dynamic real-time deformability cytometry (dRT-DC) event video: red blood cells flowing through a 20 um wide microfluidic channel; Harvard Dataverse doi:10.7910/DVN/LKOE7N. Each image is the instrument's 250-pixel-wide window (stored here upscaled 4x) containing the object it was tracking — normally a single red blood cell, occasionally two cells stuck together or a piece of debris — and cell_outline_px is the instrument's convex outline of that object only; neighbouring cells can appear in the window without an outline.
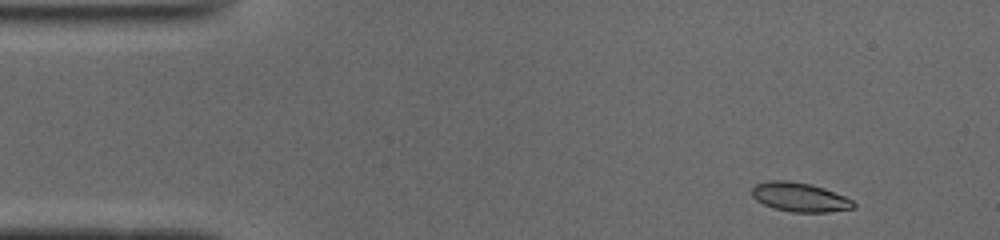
{"species": "common noctule bat (a hibernating species)", "species_latin": "Nyctalus noctula", "temperature_condition": "cold", "stored_images_in_passage": 49, "camera_frame_rate_fps": 3000, "um_per_image_px": 0.085, "animal": {"sex": "male", "body_mass_g": 19.0, "forearm_length_mm": 50.8}, "frame": {"image": 1, "passage_image": 2, "time_ms": 0.333, "image_size_px": [1000, 240], "cell_outline_px": [[856, 208], [828, 212], [792, 212], [772, 208], [756, 200], [752, 196], [752, 188], [756, 184], [768, 180], [788, 180], [812, 184], [824, 188], [844, 196], [852, 200], [856, 204]], "centroid_in_image_um": [67.98, 16.75], "position_along_channel_um": 17.0, "area_um2": 17.4}}
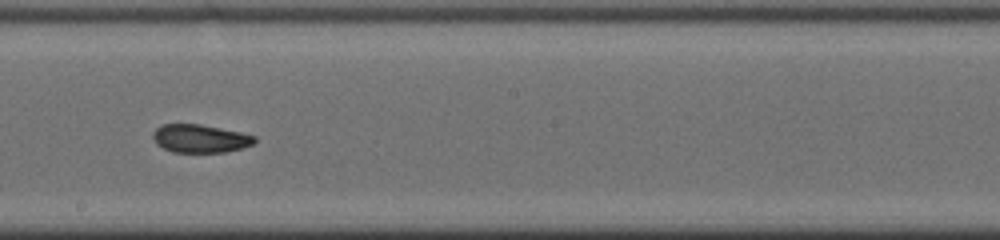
{"frame": {"image": 2, "passage_image": 25, "time_ms": 8.0, "image_size_px": [1000, 240], "cell_outline_px": [[256, 140], [252, 144], [240, 148], [224, 152], [172, 152], [156, 144], [152, 136], [152, 132], [160, 124], [200, 124], [240, 132], [256, 136]], "centroid_in_image_um": [16.97, 11.77], "position_along_channel_um": 231.2, "area_um2": 16.65}}
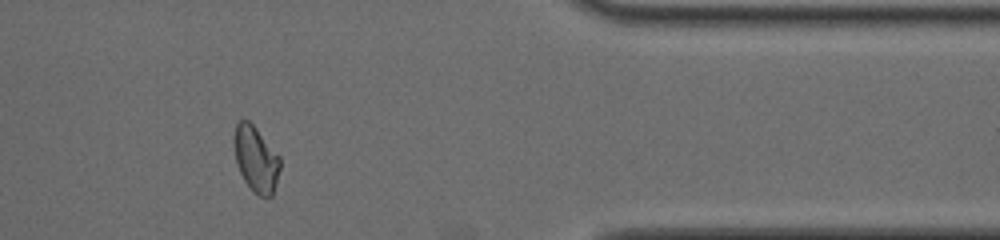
{"frame": {"image": 3, "passage_image": 39, "time_ms": 12.667, "image_size_px": [1000, 240], "cell_outline_px": [[280, 168], [272, 196], [260, 196], [252, 192], [244, 180], [240, 172], [236, 160], [232, 140], [232, 136], [236, 124], [240, 120], [248, 120], [256, 128], [280, 156]], "centroid_in_image_um": [21.73, 13.5], "position_along_channel_um": 389.7, "area_um2": 17.69}, "authors_computed_cell_mechanics": {"area_um2": 17.629, "velocity_mm_per_s": 3.9232, "shape_relaxation_time_tau1_ms": null, "shape_relaxation_time_tau2_ms": 2.4235, "deformation_change_tau1": null, "deformation_change_tau2": 0.0615}}